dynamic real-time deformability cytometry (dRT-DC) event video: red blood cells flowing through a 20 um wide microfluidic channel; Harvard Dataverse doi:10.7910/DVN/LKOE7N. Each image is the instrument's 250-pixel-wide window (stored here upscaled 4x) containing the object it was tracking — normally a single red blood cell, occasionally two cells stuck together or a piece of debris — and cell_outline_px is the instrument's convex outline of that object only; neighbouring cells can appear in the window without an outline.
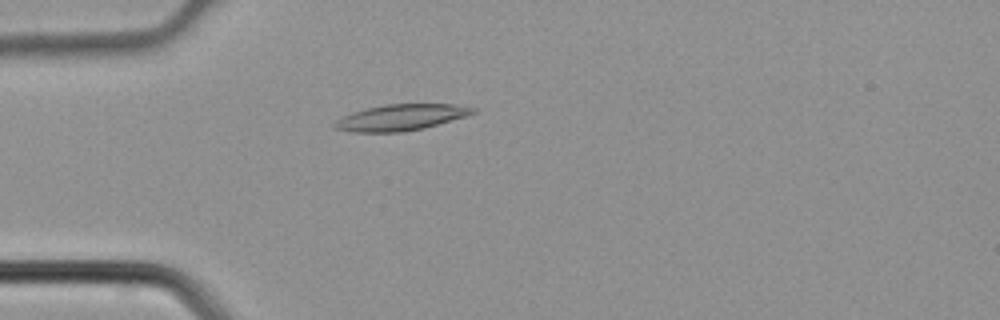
{"species": "common noctule bat (a hibernating species)", "species_latin": "Nyctalus noctula", "temperature_condition": "cold", "stored_images_in_passage": 2, "camera_frame_rate_fps": 3000, "um_per_image_px": 0.085, "animal": {"sex": "male", "body_mass_g": 21.5, "forearm_length_mm": 52.0}, "frame": {"image": 1, "passage_image": 2, "time_ms": 0.333, "image_size_px": [1000, 320], "cell_outline_px": [[476, 112], [468, 116], [424, 128], [404, 132], [352, 132], [332, 128], [332, 124], [336, 120], [352, 112], [384, 104], [456, 104], [476, 108]], "centroid_in_image_um": [34.09, 9.98], "position_along_channel_um": 50.9, "area_um2": 21.21}}